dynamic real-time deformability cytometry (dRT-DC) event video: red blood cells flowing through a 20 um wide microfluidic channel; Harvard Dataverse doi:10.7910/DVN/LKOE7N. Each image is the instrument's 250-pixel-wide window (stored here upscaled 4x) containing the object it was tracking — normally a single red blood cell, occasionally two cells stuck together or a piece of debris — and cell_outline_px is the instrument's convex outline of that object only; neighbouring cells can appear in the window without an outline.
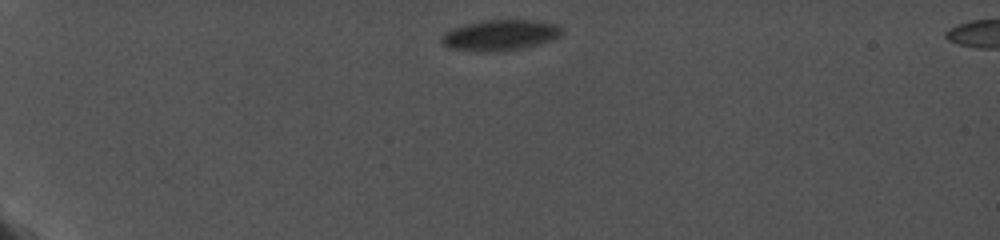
{"species": "common noctule bat (a hibernating species)", "species_latin": "Nyctalus noctula", "temperature_condition": "cold", "stored_images_in_passage": 4, "camera_frame_rate_fps": 5000, "um_per_image_px": 0.085, "animal": {"sex": "female", "body_mass_g": 19.0, "forearm_length_mm": 56.7}, "frame": {"image": 1, "passage_image": 1, "time_ms": 0.0, "image_size_px": [1000, 240], "cell_outline_px": [[564, 32], [560, 36], [552, 40], [520, 48], [448, 48], [440, 40], [440, 36], [444, 32], [452, 28], [464, 24], [480, 20], [532, 20], [560, 24]], "centroid_in_image_um": [42.56, 2.9], "position_along_channel_um": 42.4, "area_um2": 20.58}}